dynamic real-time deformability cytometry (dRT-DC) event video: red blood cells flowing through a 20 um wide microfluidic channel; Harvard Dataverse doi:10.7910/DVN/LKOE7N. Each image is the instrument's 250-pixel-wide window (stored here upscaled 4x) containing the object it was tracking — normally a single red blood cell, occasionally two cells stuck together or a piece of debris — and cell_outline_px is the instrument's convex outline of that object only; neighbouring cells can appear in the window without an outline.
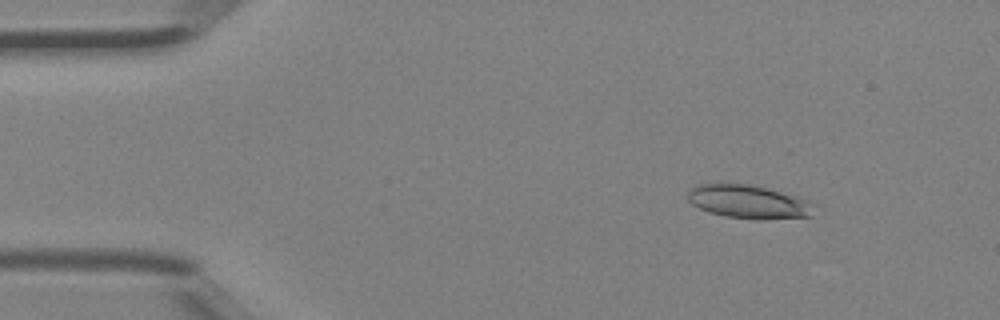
{"species": "Egyptian fruit bat (a non-hibernating species)", "species_latin": "Rousettus aegyptiacus", "temperature_condition": "room temperature", "stored_images_in_passage": 3, "camera_frame_rate_fps": 3000, "um_per_image_px": 0.085, "animal": {"sex": "female"}, "frame": {"image": 1, "passage_image": 1, "time_ms": 0.0, "image_size_px": [1000, 320], "cell_outline_px": [[820, 204], [812, 216], [764, 220], [724, 216], [708, 212], [692, 204], [688, 200], [688, 192], [696, 184], [748, 184], [768, 188], [800, 196]], "centroid_in_image_um": [63.76, 17.16], "position_along_channel_um": 21.2, "area_um2": 25.2}}
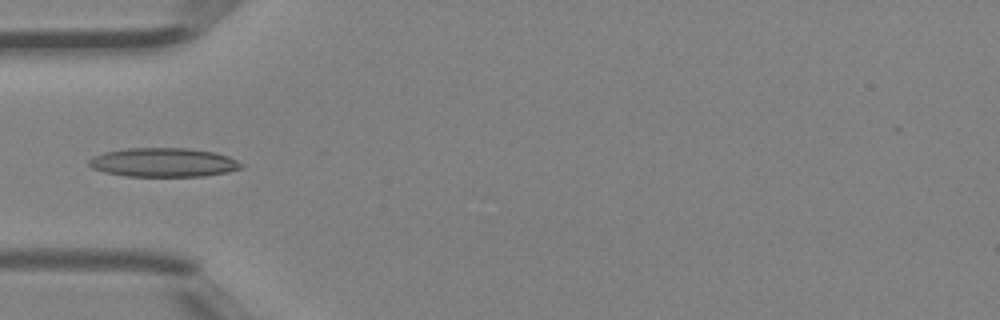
{"frame": {"image": 2, "passage_image": 3, "time_ms": 0.667, "image_size_px": [1000, 320], "cell_outline_px": [[244, 168], [228, 172], [204, 176], [124, 176], [104, 172], [92, 168], [88, 164], [88, 160], [92, 156], [104, 152], [128, 148], [188, 148], [216, 152], [228, 156], [244, 164]], "centroid_in_image_um": [13.91, 13.8], "position_along_channel_um": 71.1, "area_um2": 25.95}}